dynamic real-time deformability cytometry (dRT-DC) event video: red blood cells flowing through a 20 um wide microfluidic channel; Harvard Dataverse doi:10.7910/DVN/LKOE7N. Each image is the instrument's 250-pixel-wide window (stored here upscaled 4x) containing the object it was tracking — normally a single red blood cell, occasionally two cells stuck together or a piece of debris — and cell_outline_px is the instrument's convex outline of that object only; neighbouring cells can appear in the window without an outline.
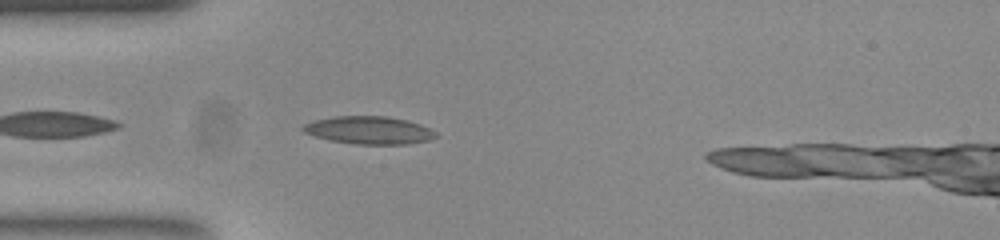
{"species": "common noctule bat (a hibernating species)", "species_latin": "Nyctalus noctula", "temperature_condition": "room temperature", "stored_images_in_passage": 7, "camera_frame_rate_fps": 3000, "um_per_image_px": 0.085, "animal": {"sex": "female", "body_mass_g": 23.0, "forearm_length_mm": 53.4}, "frame": {"image": 1, "passage_image": 3, "time_ms": 0.667, "image_size_px": [1000, 240], "cell_outline_px": [[436, 136], [428, 140], [408, 144], [356, 144], [332, 140], [316, 136], [304, 132], [300, 128], [304, 124], [316, 120], [332, 116], [388, 116], [408, 120], [420, 124], [436, 132]], "centroid_in_image_um": [31.37, 11.06], "position_along_channel_um": 53.6, "area_um2": 21.33}}
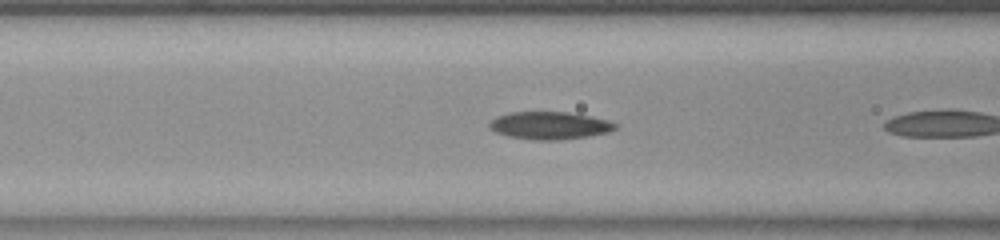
{"frame": {"image": 2, "passage_image": 6, "time_ms": 1.667, "image_size_px": [1000, 240], "cell_outline_px": [[616, 128], [608, 132], [584, 136], [556, 140], [532, 140], [508, 136], [496, 132], [488, 128], [488, 124], [496, 116], [508, 112], [568, 112], [592, 116], [608, 120], [616, 124]], "centroid_in_image_um": [46.67, 10.65], "position_along_channel_um": 119.9, "area_um2": 20.17}}